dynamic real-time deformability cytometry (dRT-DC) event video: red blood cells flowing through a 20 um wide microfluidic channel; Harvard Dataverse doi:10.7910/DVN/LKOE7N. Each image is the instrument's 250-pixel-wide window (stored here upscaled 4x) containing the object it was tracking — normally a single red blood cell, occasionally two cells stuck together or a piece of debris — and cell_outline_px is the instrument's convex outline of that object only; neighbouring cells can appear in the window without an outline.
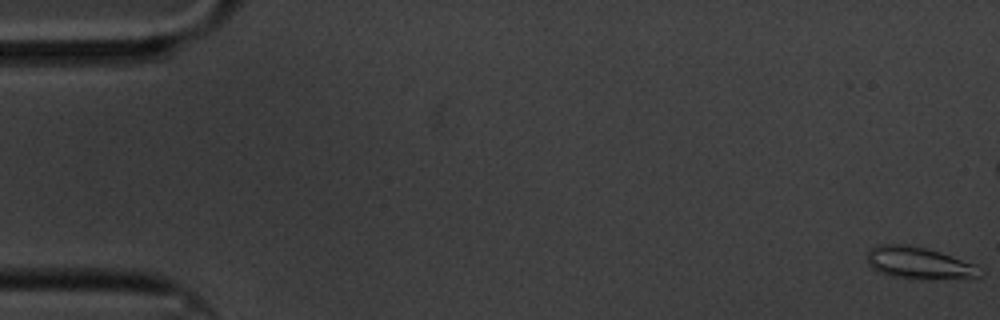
{"species": "common noctule bat (a hibernating species)", "species_latin": "Nyctalus noctula", "temperature_condition": "cold", "stored_images_in_passage": 62, "camera_frame_rate_fps": 3000, "um_per_image_px": 0.085, "animal": {"sex": "male", "body_mass_g": 20.1, "forearm_length_mm": 53.5}, "frame": {"image": 1, "passage_image": 1, "time_ms": 0.0, "image_size_px": [1000, 320], "cell_outline_px": [[984, 272], [976, 276], [936, 280], [920, 280], [888, 276], [872, 268], [868, 264], [868, 248], [876, 244], [908, 244], [940, 252], [976, 264]], "centroid_in_image_um": [78.08, 22.36], "position_along_channel_um": 6.9, "area_um2": 21.39}}
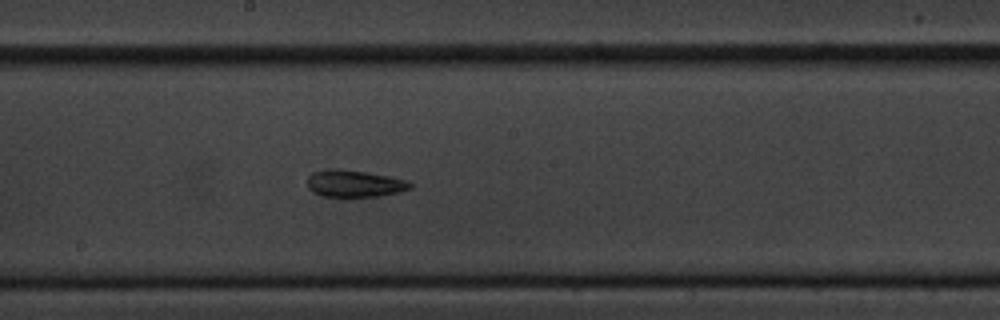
{"frame": {"image": 2, "passage_image": 33, "time_ms": 10.667, "image_size_px": [1000, 320], "cell_outline_px": [[412, 188], [400, 192], [380, 196], [324, 196], [312, 192], [308, 188], [308, 176], [312, 172], [324, 168], [336, 168], [368, 172], [408, 180], [412, 184]], "centroid_in_image_um": [30.12, 15.58], "position_along_channel_um": 218.1, "area_um2": 16.36}}
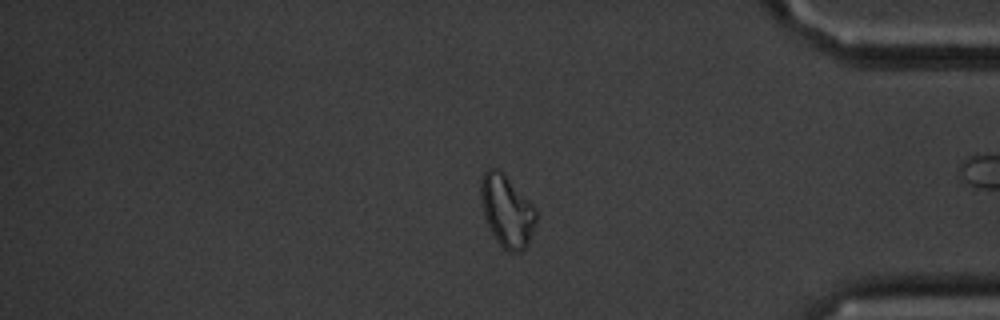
{"frame": {"image": 3, "passage_image": 51, "time_ms": 16.667, "image_size_px": [1000, 320], "cell_outline_px": [[536, 224], [528, 244], [520, 252], [508, 252], [496, 240], [484, 216], [480, 196], [480, 180], [484, 172], [488, 168], [500, 168], [504, 172], [536, 208]], "centroid_in_image_um": [43.08, 17.89], "position_along_channel_um": 392.1, "area_um2": 23.35}, "authors_computed_cell_mechanics": {"area_um2": 18.0625, "velocity_mm_per_s": 3.3112, "shape_relaxation_time_tau1_ms": 11.28, "shape_relaxation_time_tau2_ms": 4.5312, "deformation_change_tau1": 0.2066, "deformation_change_tau2": 0.1186}}